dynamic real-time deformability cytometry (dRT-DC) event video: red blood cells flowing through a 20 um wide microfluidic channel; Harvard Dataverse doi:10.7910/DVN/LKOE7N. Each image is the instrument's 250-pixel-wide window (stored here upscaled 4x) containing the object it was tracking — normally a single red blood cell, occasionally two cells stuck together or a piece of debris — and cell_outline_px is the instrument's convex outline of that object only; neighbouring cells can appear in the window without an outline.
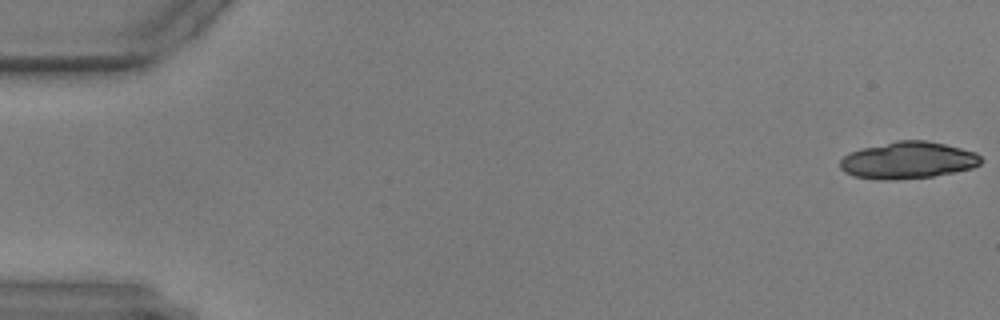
{"species": "common noctule bat (a hibernating species)", "species_latin": "Nyctalus noctula", "temperature_condition": "warm", "stored_images_in_passage": 21, "camera_frame_rate_fps": 3000, "um_per_image_px": 0.085, "animal": {"sex": "male", "body_mass_g": 17.9, "forearm_length_mm": 54.2}, "frame": {"image": 1, "passage_image": 1, "time_ms": 0.0, "image_size_px": [1000, 320], "cell_outline_px": [[984, 160], [980, 164], [972, 168], [932, 176], [896, 180], [876, 180], [852, 176], [844, 172], [840, 168], [840, 160], [848, 152], [860, 148], [896, 140], [924, 140], [944, 144], [976, 152]], "centroid_in_image_um": [77.13, 13.62], "position_along_channel_um": 7.9, "area_um2": 30.58}}